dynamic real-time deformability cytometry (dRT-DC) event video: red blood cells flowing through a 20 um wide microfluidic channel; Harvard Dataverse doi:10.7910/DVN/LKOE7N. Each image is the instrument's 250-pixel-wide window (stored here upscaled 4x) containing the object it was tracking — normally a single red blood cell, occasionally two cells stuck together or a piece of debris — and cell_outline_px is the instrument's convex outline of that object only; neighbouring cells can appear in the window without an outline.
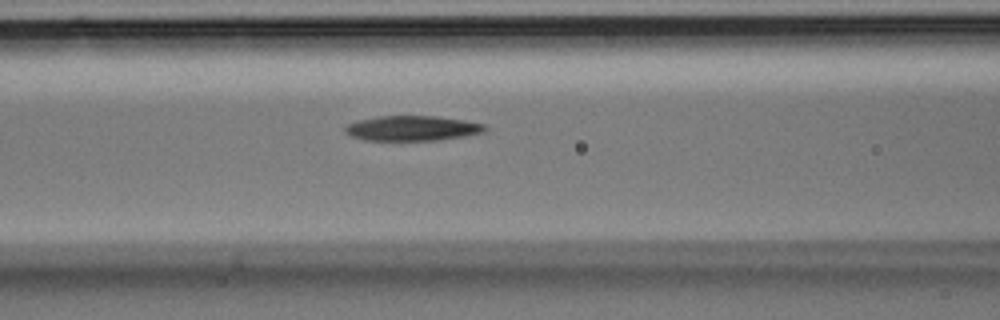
{"species": "Egyptian fruit bat (a non-hibernating species)", "species_latin": "Rousettus aegyptiacus", "temperature_condition": "room temperature", "stored_images_in_passage": 29, "camera_frame_rate_fps": 3000, "um_per_image_px": 0.085, "animal": {"sex": "male"}, "frame": {"image": 1, "passage_image": 7, "time_ms": 2.0, "image_size_px": [1000, 320], "cell_outline_px": [[488, 128], [484, 132], [468, 136], [440, 140], [364, 140], [352, 136], [344, 132], [344, 128], [348, 124], [356, 120], [376, 116], [436, 116], [464, 120], [484, 124]], "centroid_in_image_um": [35.05, 10.9], "position_along_channel_um": 131.5, "area_um2": 20.58}}
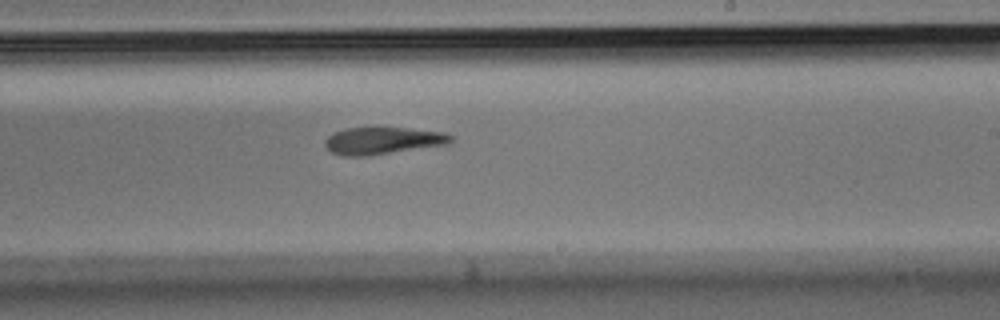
{"frame": {"image": 2, "passage_image": 14, "time_ms": 4.333, "image_size_px": [1000, 320], "cell_outline_px": [[452, 140], [448, 144], [368, 156], [344, 156], [332, 152], [324, 144], [324, 140], [332, 132], [344, 128], [404, 128], [444, 132], [452, 136]], "centroid_in_image_um": [32.5, 11.96], "position_along_channel_um": 256.5, "area_um2": 19.83}}
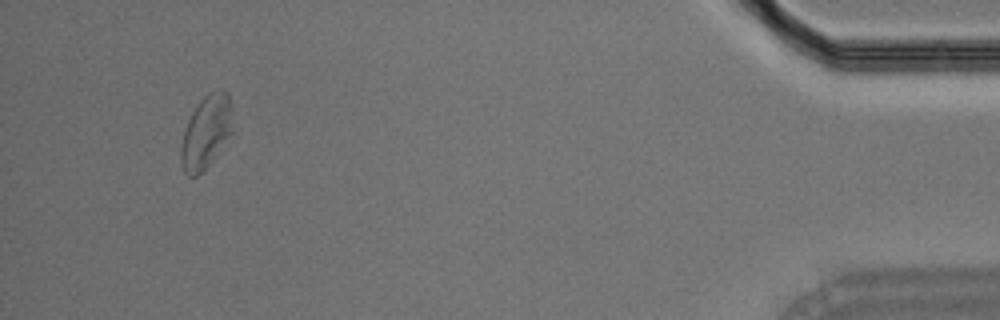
{"frame": {"image": 3, "passage_image": 27, "time_ms": 8.667, "image_size_px": [1000, 320], "cell_outline_px": [[236, 132], [208, 164], [196, 176], [188, 176], [184, 172], [180, 160], [180, 148], [184, 132], [188, 120], [192, 112], [200, 100], [208, 92], [224, 88], [228, 92]], "centroid_in_image_um": [17.58, 11.18], "position_along_channel_um": 417.6, "area_um2": 22.48}}